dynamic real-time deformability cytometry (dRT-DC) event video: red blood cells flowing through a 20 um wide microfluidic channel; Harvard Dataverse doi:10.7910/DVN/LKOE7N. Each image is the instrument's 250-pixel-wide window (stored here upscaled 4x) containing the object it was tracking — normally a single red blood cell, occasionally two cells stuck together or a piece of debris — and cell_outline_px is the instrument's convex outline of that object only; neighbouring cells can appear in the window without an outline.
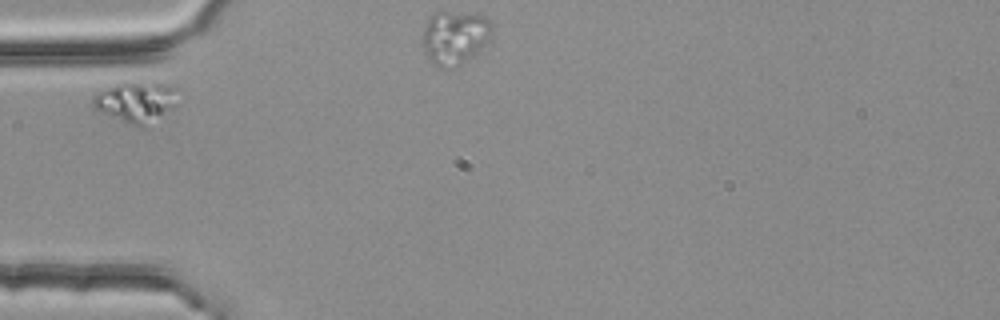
{"species": "common noctule bat (a hibernating species)", "species_latin": "Nyctalus noctula", "temperature_condition": "room temperature", "stored_images_in_passage": 2, "camera_frame_rate_fps": 3000, "um_per_image_px": 0.085, "animal": {"sex": "female", "body_mass_g": 25.1}, "frame": {"image": 1, "passage_image": 1, "time_ms": 0.0, "image_size_px": [1000, 320], "cell_outline_px": [[180, 88], [176, 104], [172, 108], [144, 128], [132, 124], [96, 108], [92, 104], [92, 96], [124, 80], [128, 80], [160, 84]], "centroid_in_image_um": [11.63, 8.61], "position_along_channel_um": 73.4, "area_um2": 19.83}}